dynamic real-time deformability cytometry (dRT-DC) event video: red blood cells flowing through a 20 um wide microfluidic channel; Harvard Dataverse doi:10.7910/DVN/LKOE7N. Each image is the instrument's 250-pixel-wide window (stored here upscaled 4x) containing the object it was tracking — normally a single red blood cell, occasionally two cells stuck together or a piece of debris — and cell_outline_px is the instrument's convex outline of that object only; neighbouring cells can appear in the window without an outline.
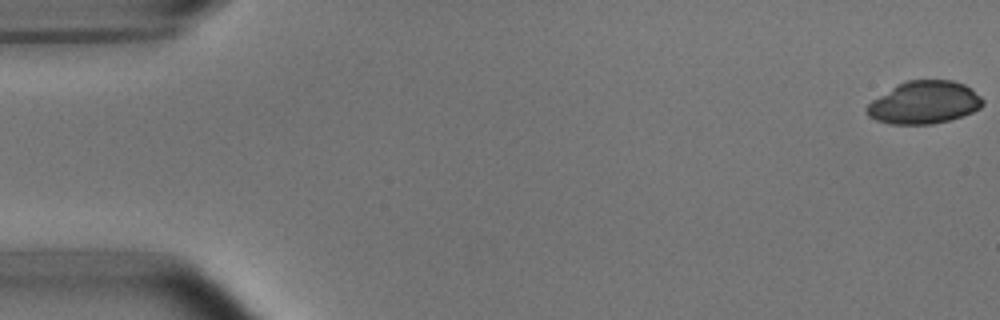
{"species": "common noctule bat (a hibernating species)", "species_latin": "Nyctalus noctula", "temperature_condition": "room temperature", "stored_images_in_passage": 53, "camera_frame_rate_fps": 3000, "um_per_image_px": 0.085, "animal": {"sex": "male", "body_mass_g": 15.6}, "frame": {"image": 1, "passage_image": 1, "time_ms": 0.0, "image_size_px": [1000, 320], "cell_outline_px": [[984, 104], [980, 108], [972, 112], [948, 120], [932, 124], [892, 124], [876, 120], [868, 116], [868, 104], [872, 100], [892, 88], [908, 80], [952, 80], [964, 84], [972, 88], [984, 100]], "centroid_in_image_um": [78.6, 8.71], "position_along_channel_um": 6.4, "area_um2": 28.5}}
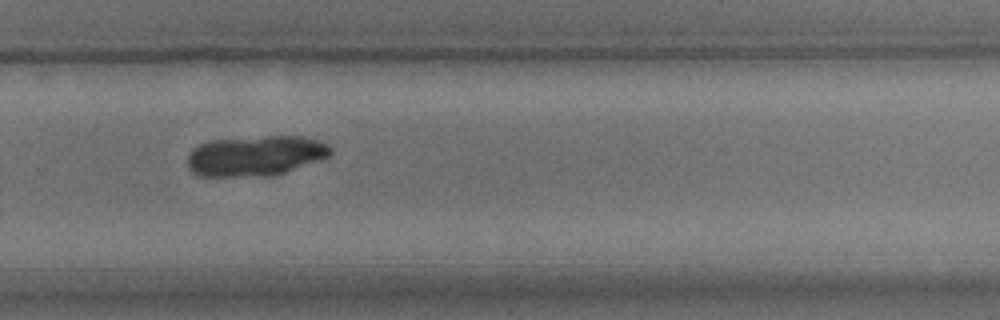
{"frame": {"image": 2, "passage_image": 36, "time_ms": 11.667, "image_size_px": [1000, 320], "cell_outline_px": [[332, 152], [328, 156], [320, 160], [272, 176], [196, 176], [188, 168], [188, 152], [192, 148], [208, 140], [264, 136], [304, 136], [316, 140], [332, 148]], "centroid_in_image_um": [21.66, 13.24], "position_along_channel_um": 308.1, "area_um2": 33.7}}
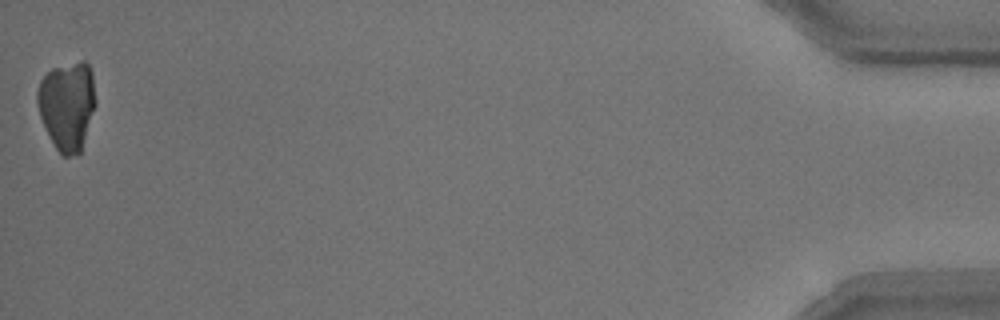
{"frame": {"image": 3, "passage_image": 53, "time_ms": 17.333, "image_size_px": [1000, 320], "cell_outline_px": [[96, 104], [80, 152], [68, 156], [64, 156], [56, 148], [40, 116], [36, 100], [36, 92], [40, 80], [52, 68], [80, 60], [84, 60], [88, 64], [92, 72], [96, 100]], "centroid_in_image_um": [5.72, 8.91], "position_along_channel_um": 429.5, "area_um2": 30.0}}